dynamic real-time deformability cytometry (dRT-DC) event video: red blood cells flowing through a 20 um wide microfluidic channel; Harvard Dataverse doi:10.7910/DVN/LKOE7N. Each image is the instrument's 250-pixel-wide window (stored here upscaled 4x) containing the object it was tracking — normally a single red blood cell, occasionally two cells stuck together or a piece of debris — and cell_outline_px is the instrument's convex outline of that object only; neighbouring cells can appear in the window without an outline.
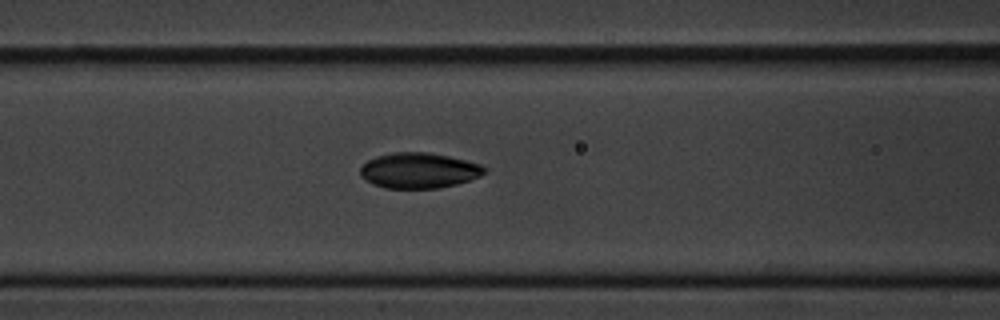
{"species": "common noctule bat (a hibernating species)", "species_latin": "Nyctalus noctula", "temperature_condition": "cold", "stored_images_in_passage": 5, "camera_frame_rate_fps": 3000, "um_per_image_px": 0.085, "animal": {"sex": "male", "body_mass_g": 20.1, "forearm_length_mm": 53.5}, "frame": {"image": 1, "passage_image": 5, "time_ms": 5.333, "image_size_px": [1000, 320], "cell_outline_px": [[488, 168], [480, 176], [456, 184], [440, 188], [384, 188], [372, 184], [364, 180], [360, 176], [360, 168], [368, 160], [376, 156], [392, 152], [428, 152], [448, 156], [480, 164]], "centroid_in_image_um": [35.57, 14.49], "position_along_channel_um": 131.0, "area_um2": 25.72}}